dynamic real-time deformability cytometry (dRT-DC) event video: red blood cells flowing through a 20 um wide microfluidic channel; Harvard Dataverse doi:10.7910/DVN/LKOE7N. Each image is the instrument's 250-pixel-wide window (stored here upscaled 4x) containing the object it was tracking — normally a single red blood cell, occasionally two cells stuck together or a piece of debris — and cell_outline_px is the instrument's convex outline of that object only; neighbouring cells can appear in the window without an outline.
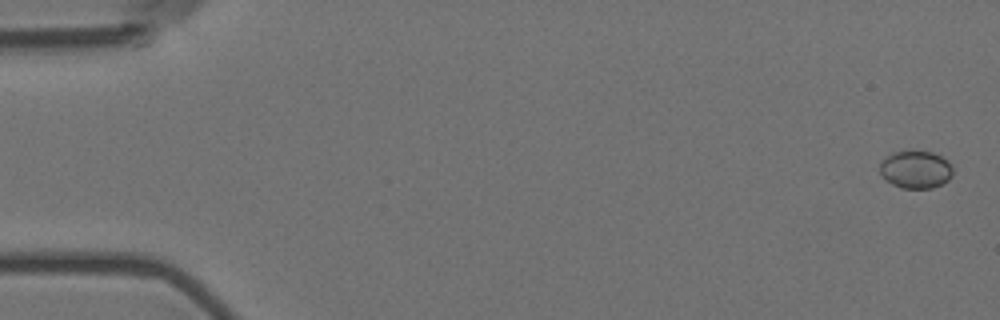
{"species": "Egyptian fruit bat (a non-hibernating species)", "species_latin": "Rousettus aegyptiacus", "temperature_condition": "room temperature", "stored_images_in_passage": 7, "camera_frame_rate_fps": 3000, "um_per_image_px": 0.085, "animal": {"sex": "female"}, "frame": {"image": 1, "passage_image": 1, "time_ms": 0.0, "image_size_px": [1000, 320], "cell_outline_px": [[952, 176], [948, 180], [932, 188], [900, 188], [884, 180], [880, 172], [880, 160], [892, 152], [912, 148], [932, 152], [948, 160], [952, 164]], "centroid_in_image_um": [77.8, 14.36], "position_along_channel_um": 7.2, "area_um2": 16.65}}
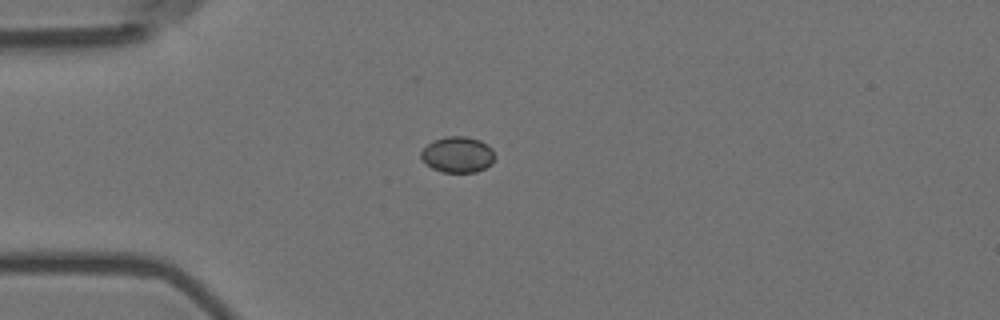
{"frame": {"image": 2, "passage_image": 5, "time_ms": 1.333, "image_size_px": [1000, 320], "cell_outline_px": [[496, 156], [492, 164], [476, 172], [440, 172], [432, 168], [420, 156], [420, 152], [432, 140], [448, 136], [464, 136], [480, 140], [492, 148]], "centroid_in_image_um": [38.92, 13.14], "position_along_channel_um": 46.1, "area_um2": 15.49}}
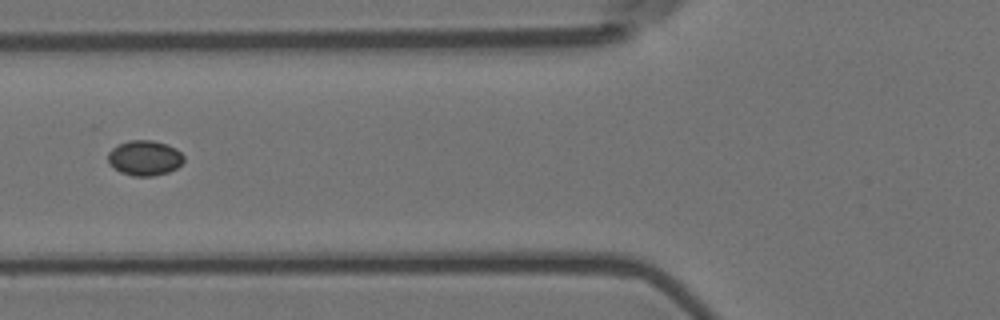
{"frame": {"image": 3, "passage_image": 7, "time_ms": 2.0, "image_size_px": [1000, 320], "cell_outline_px": [[184, 160], [176, 168], [168, 172], [152, 176], [132, 176], [120, 172], [108, 164], [108, 152], [112, 148], [128, 140], [152, 140], [168, 144], [176, 148], [184, 156]], "centroid_in_image_um": [12.28, 13.42], "position_along_channel_um": 113.5, "area_um2": 15.61}}